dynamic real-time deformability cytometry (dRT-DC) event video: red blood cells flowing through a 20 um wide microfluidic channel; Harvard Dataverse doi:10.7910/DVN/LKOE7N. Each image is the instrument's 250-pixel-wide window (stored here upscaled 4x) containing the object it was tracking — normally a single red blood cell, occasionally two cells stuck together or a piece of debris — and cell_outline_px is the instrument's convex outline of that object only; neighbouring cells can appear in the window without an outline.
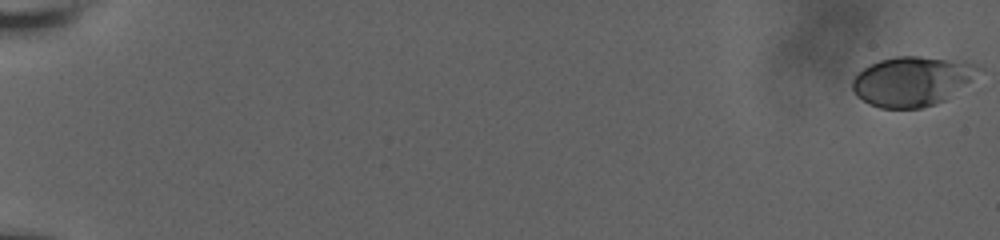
{"species": "human", "species_latin": "Homo sapiens", "temperature_condition": "room temperature", "stored_images_in_passage": 45, "camera_frame_rate_fps": 3000, "um_per_image_px": 0.085, "donor": {"sex": "male"}, "frame": {"image": 1, "passage_image": 1, "time_ms": 0.0, "image_size_px": [1000, 240], "cell_outline_px": [[984, 68], [944, 100], [936, 104], [920, 108], [880, 108], [868, 104], [856, 96], [852, 88], [852, 80], [856, 72], [868, 64], [880, 60], [896, 56], [920, 56], [964, 60], [980, 64]], "centroid_in_image_um": [77.49, 6.88], "position_along_channel_um": 7.5, "area_um2": 36.76}}
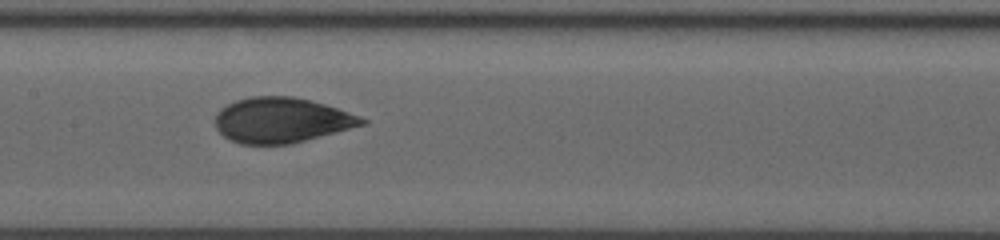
{"frame": {"image": 2, "passage_image": 24, "time_ms": 10.667, "image_size_px": [1000, 240], "cell_outline_px": [[368, 120], [364, 124], [292, 144], [240, 144], [224, 136], [216, 128], [216, 112], [220, 108], [236, 100], [252, 96], [292, 96], [324, 104], [360, 116]], "centroid_in_image_um": [23.89, 10.21], "position_along_channel_um": 183.5, "area_um2": 38.32}}
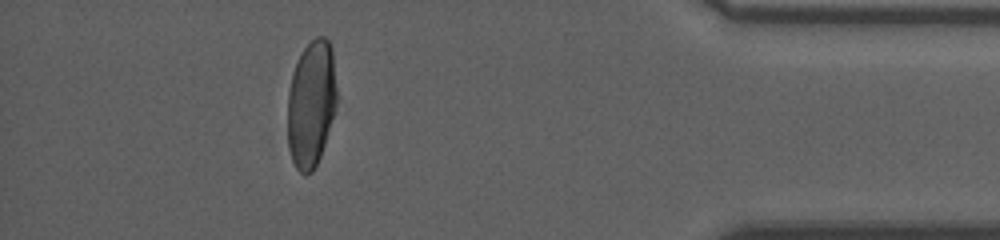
{"frame": {"image": 3, "passage_image": 42, "time_ms": 17.667, "image_size_px": [1000, 240], "cell_outline_px": [[336, 104], [324, 144], [320, 156], [312, 172], [300, 172], [296, 168], [292, 160], [288, 148], [288, 92], [292, 72], [304, 48], [316, 36], [324, 36], [328, 40], [332, 48], [336, 88]], "centroid_in_image_um": [26.44, 8.79], "position_along_channel_um": 408.8, "area_um2": 35.95}, "authors_computed_cell_mechanics": {"area_um2": 38.2058, "velocity_mm_per_s": 3.7757, "shape_relaxation_time_tau1_ms": 5.4546, "shape_relaxation_time_tau2_ms": 0.8864, "deformation_change_tau1": 0.187, "deformation_change_tau2": 0.0602}}